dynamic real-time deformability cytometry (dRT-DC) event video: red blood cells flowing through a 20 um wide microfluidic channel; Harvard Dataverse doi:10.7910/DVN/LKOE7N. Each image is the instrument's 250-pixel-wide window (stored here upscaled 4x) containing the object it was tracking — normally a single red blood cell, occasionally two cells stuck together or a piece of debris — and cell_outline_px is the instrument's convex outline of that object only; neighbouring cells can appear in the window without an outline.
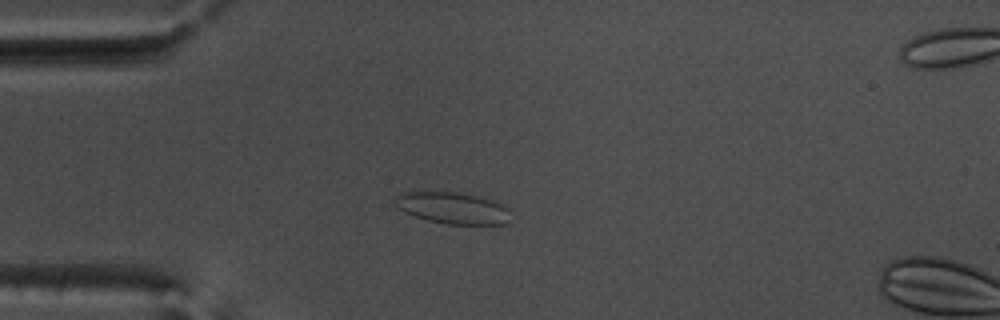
{"species": "common noctule bat (a hibernating species)", "species_latin": "Nyctalus noctula", "temperature_condition": "warm", "stored_images_in_passage": 45, "camera_frame_rate_fps": 3000, "um_per_image_px": 0.085, "animal": {"sex": "male", "body_mass_g": 17.5, "forearm_length_mm": 52.3}, "frame": {"image": 1, "passage_image": 5, "time_ms": 1.333, "image_size_px": [1000, 320], "cell_outline_px": [[508, 224], [448, 224], [428, 220], [404, 212], [396, 208], [392, 204], [392, 200], [396, 192], [456, 192], [480, 196], [492, 200], [508, 208]], "centroid_in_image_um": [38.38, 17.66], "position_along_channel_um": 46.6, "area_um2": 21.44}}
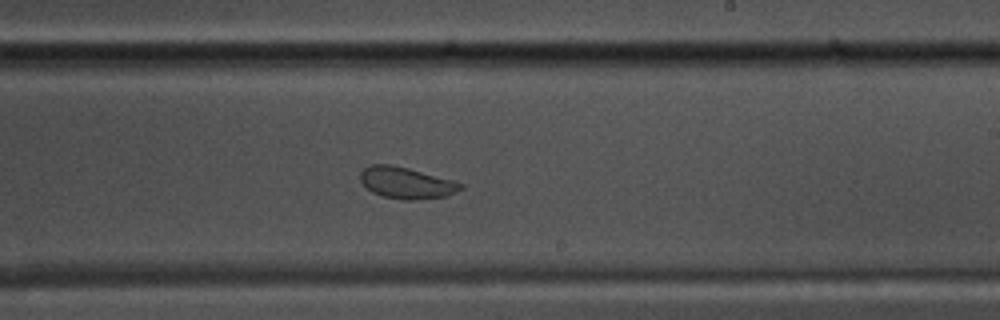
{"frame": {"image": 2, "passage_image": 23, "time_ms": 7.333, "image_size_px": [1000, 320], "cell_outline_px": [[464, 188], [448, 196], [416, 200], [404, 200], [384, 196], [372, 192], [360, 180], [360, 172], [364, 168], [372, 164], [392, 164], [408, 168], [452, 180], [464, 184]], "centroid_in_image_um": [34.56, 15.54], "position_along_channel_um": 254.4, "area_um2": 18.38}}
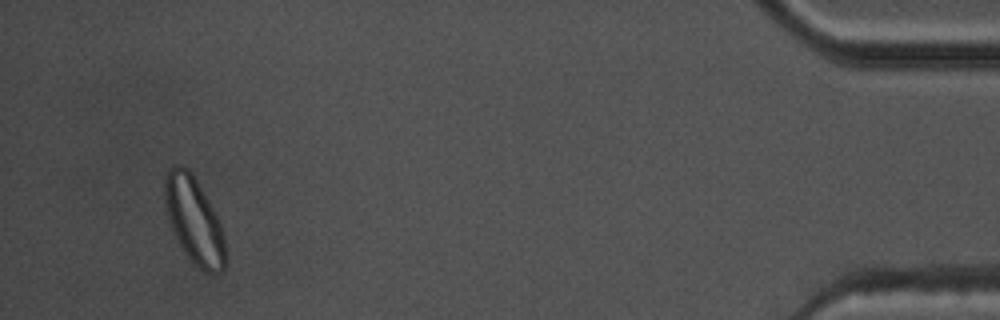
{"frame": {"image": 3, "passage_image": 42, "time_ms": 13.667, "image_size_px": [1000, 320], "cell_outline_px": [[224, 268], [220, 272], [204, 272], [184, 252], [172, 228], [168, 216], [164, 196], [164, 176], [168, 168], [172, 164], [180, 164], [188, 168], [192, 172], [208, 200], [220, 224], [224, 240]], "centroid_in_image_um": [16.45, 18.65], "position_along_channel_um": 418.7, "area_um2": 29.94}, "authors_computed_cell_mechanics": {"area_um2": 20.6346, "velocity_mm_per_s": 3.7561, "shape_relaxation_time_tau1_ms": 11.157, "shape_relaxation_time_tau2_ms": null, "deformation_change_tau1": 0.1834, "deformation_change_tau2": null}}